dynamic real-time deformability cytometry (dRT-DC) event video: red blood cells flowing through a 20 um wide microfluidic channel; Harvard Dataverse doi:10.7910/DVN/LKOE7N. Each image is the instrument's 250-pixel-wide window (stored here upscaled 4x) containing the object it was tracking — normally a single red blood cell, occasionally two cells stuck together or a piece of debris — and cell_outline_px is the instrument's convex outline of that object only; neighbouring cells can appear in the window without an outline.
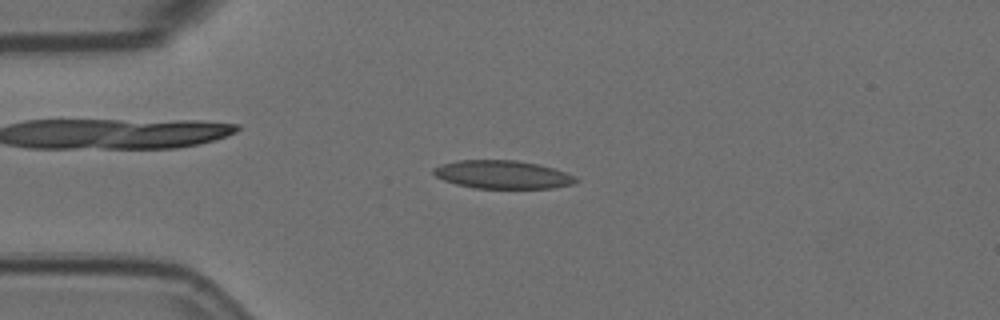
{"species": "Egyptian fruit bat (a non-hibernating species)", "species_latin": "Rousettus aegyptiacus", "temperature_condition": "room temperature", "stored_images_in_passage": 56, "camera_frame_rate_fps": 3000, "um_per_image_px": 0.085, "animal": {"sex": "female"}, "frame": {"image": 1, "passage_image": 13, "time_ms": 4.0, "image_size_px": [1000, 320], "cell_outline_px": [[580, 180], [572, 184], [552, 188], [472, 188], [456, 184], [444, 180], [436, 176], [432, 172], [432, 168], [440, 164], [456, 160], [516, 160], [536, 164], [552, 168], [576, 176]], "centroid_in_image_um": [42.68, 14.84], "position_along_channel_um": 42.3, "area_um2": 23.41}}
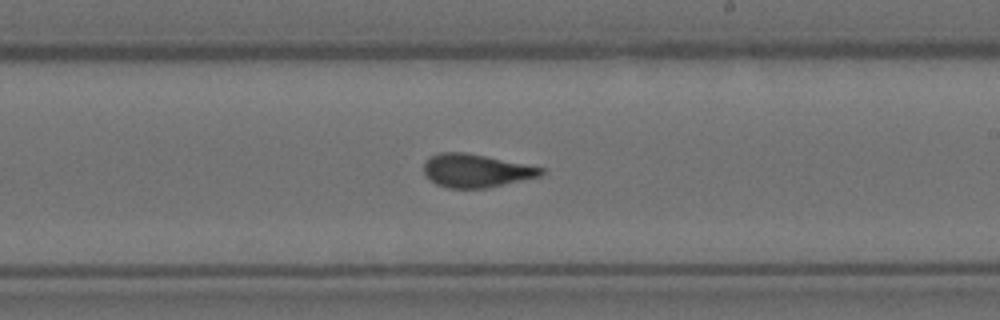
{"frame": {"image": 2, "passage_image": 32, "time_ms": 10.333, "image_size_px": [1000, 320], "cell_outline_px": [[544, 172], [540, 176], [488, 188], [448, 188], [436, 184], [424, 172], [424, 164], [428, 156], [440, 152], [464, 152], [544, 168]], "centroid_in_image_um": [40.43, 14.51], "position_along_channel_um": 248.6, "area_um2": 22.48}}
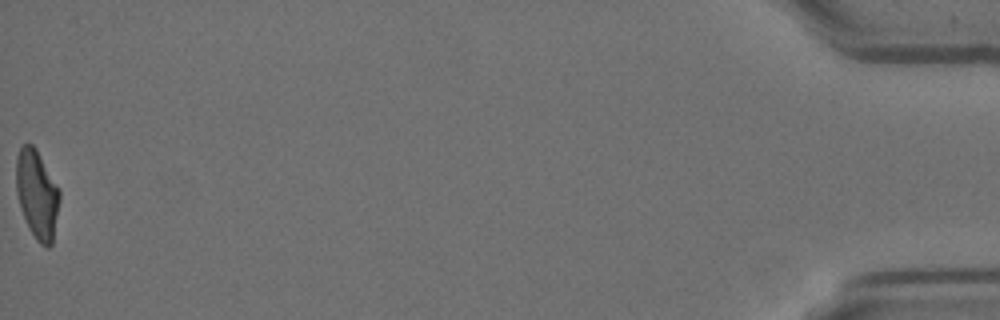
{"frame": {"image": 3, "passage_image": 56, "time_ms": 18.333, "image_size_px": [1000, 320], "cell_outline_px": [[60, 200], [52, 244], [48, 248], [40, 244], [36, 240], [28, 228], [20, 208], [16, 192], [16, 156], [20, 148], [24, 144], [32, 144], [36, 148], [60, 188]], "centroid_in_image_um": [3.15, 16.52], "position_along_channel_um": 432.0, "area_um2": 22.77}, "authors_computed_cell_mechanics": {"area_um2": 22.831, "velocity_mm_per_s": 3.5795, "shape_relaxation_time_tau1_ms": 8.3202, "shape_relaxation_time_tau2_ms": 1.3459, "deformation_change_tau1": 0.2211, "deformation_change_tau2": 0.0761}}